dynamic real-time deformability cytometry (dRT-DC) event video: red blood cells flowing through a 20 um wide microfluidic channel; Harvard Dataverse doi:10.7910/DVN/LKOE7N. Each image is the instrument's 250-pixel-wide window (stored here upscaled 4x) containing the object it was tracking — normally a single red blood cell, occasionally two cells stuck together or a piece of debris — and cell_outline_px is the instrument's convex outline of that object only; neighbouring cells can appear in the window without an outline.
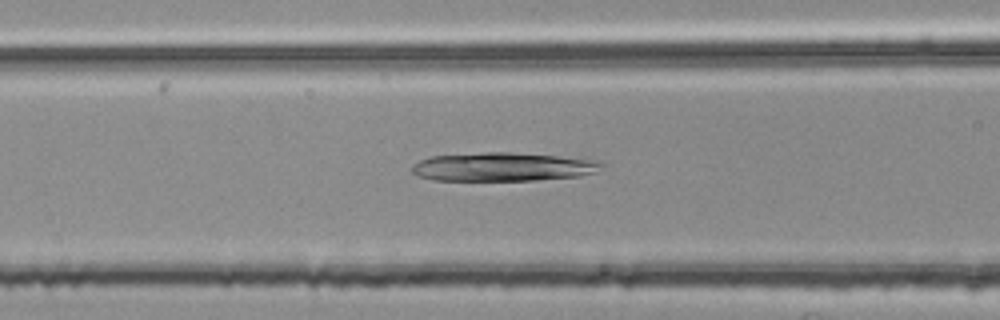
{"species": "common noctule bat (a hibernating species)", "species_latin": "Nyctalus noctula", "temperature_condition": "room temperature", "stored_images_in_passage": 44, "camera_frame_rate_fps": 3000, "um_per_image_px": 0.085, "animal": {"sex": "female", "body_mass_g": 25.1}, "frame": {"image": 1, "passage_image": 11, "time_ms": 3.333, "image_size_px": [1000, 320], "cell_outline_px": [[604, 164], [596, 172], [580, 176], [532, 180], [432, 180], [416, 176], [412, 172], [412, 164], [420, 160], [432, 156], [484, 152], [508, 152], [556, 156], [600, 160]], "centroid_in_image_um": [42.72, 14.18], "position_along_channel_um": 123.9, "area_um2": 31.62}}
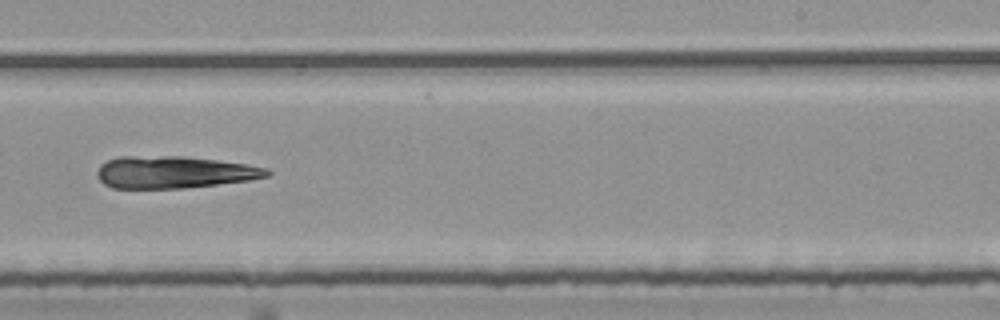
{"frame": {"image": 2, "passage_image": 23, "time_ms": 7.333, "image_size_px": [1000, 320], "cell_outline_px": [[272, 172], [268, 176], [248, 180], [184, 188], [112, 188], [104, 184], [96, 176], [96, 172], [100, 164], [108, 160], [120, 156], [180, 156], [216, 160], [244, 164], [268, 168]], "centroid_in_image_um": [14.75, 14.63], "position_along_channel_um": 274.3, "area_um2": 31.67}}
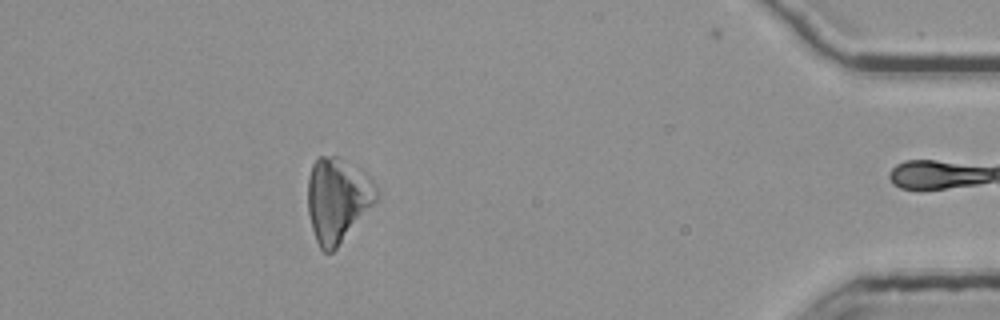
{"frame": {"image": 3, "passage_image": 38, "time_ms": 12.333, "image_size_px": [1000, 320], "cell_outline_px": [[380, 196], [336, 248], [332, 252], [324, 252], [320, 248], [316, 240], [312, 228], [308, 212], [308, 176], [312, 164], [320, 156], [340, 156], [364, 172], [376, 184]], "centroid_in_image_um": [28.69, 16.94], "position_along_channel_um": 406.5, "area_um2": 33.7}}